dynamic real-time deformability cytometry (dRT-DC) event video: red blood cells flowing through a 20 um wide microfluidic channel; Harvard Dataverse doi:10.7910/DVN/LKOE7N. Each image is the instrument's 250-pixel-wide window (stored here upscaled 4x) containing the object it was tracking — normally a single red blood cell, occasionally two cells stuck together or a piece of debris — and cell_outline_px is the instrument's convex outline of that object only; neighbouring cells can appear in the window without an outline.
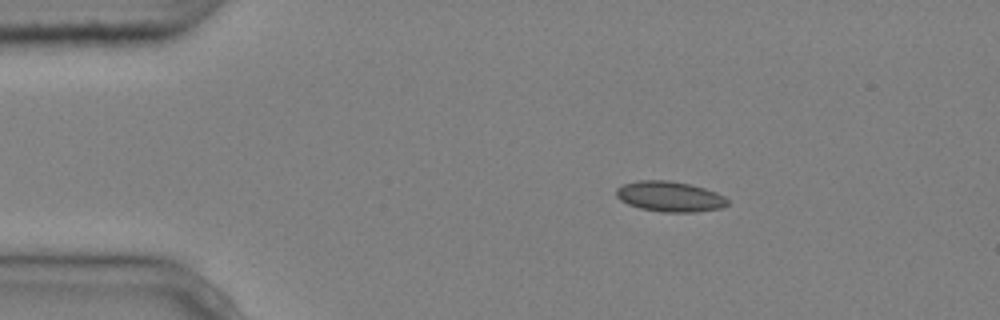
{"species": "common noctule bat (a hibernating species)", "species_latin": "Nyctalus noctula", "temperature_condition": "cold", "stored_images_in_passage": 5, "segment_of_instrument_passage": [1, 2], "camera_frame_rate_fps": 3000, "um_per_image_px": 0.085, "animal": {"sex": "male", "body_mass_g": 20.4}, "frame": {"image": 1, "passage_image": 1, "time_ms": 0.0, "image_size_px": [1000, 320], "cell_outline_px": [[728, 204], [720, 208], [692, 212], [664, 212], [640, 208], [628, 204], [620, 200], [616, 196], [616, 188], [624, 184], [636, 180], [668, 180], [688, 184], [704, 188], [716, 192], [724, 196], [728, 200]], "centroid_in_image_um": [56.9, 16.7], "position_along_channel_um": 28.1, "area_um2": 19.59}}
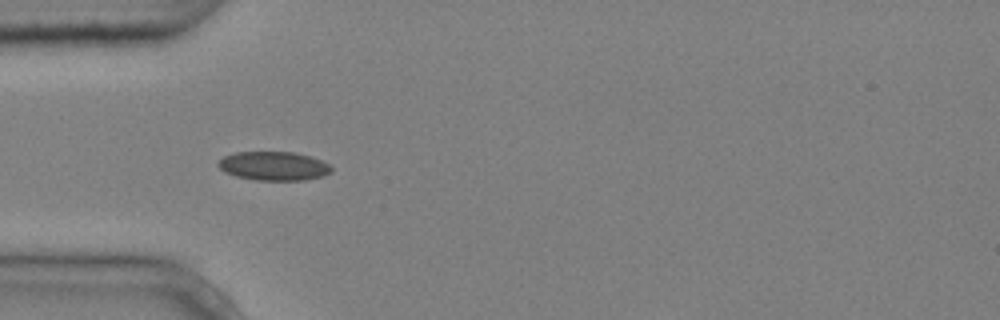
{"frame": {"image": 2, "passage_image": 3, "time_ms": 0.667, "image_size_px": [1000, 320], "cell_outline_px": [[332, 172], [324, 176], [304, 180], [256, 180], [236, 176], [224, 172], [216, 164], [224, 156], [236, 152], [296, 152], [312, 156], [328, 164], [332, 168]], "centroid_in_image_um": [23.28, 14.11], "position_along_channel_um": 61.7, "area_um2": 19.13}}
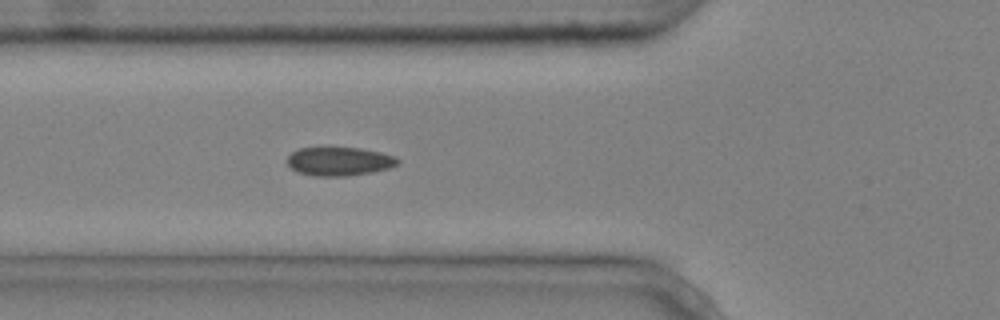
{"frame": {"image": 3, "passage_image": 4, "time_ms": 1.0, "image_size_px": [1000, 320], "cell_outline_px": [[400, 164], [388, 168], [372, 172], [348, 176], [312, 176], [296, 172], [288, 164], [288, 156], [292, 152], [300, 148], [360, 148], [380, 152], [396, 156], [400, 160]], "centroid_in_image_um": [28.86, 13.72], "position_along_channel_um": 96.9, "area_um2": 18.5}}